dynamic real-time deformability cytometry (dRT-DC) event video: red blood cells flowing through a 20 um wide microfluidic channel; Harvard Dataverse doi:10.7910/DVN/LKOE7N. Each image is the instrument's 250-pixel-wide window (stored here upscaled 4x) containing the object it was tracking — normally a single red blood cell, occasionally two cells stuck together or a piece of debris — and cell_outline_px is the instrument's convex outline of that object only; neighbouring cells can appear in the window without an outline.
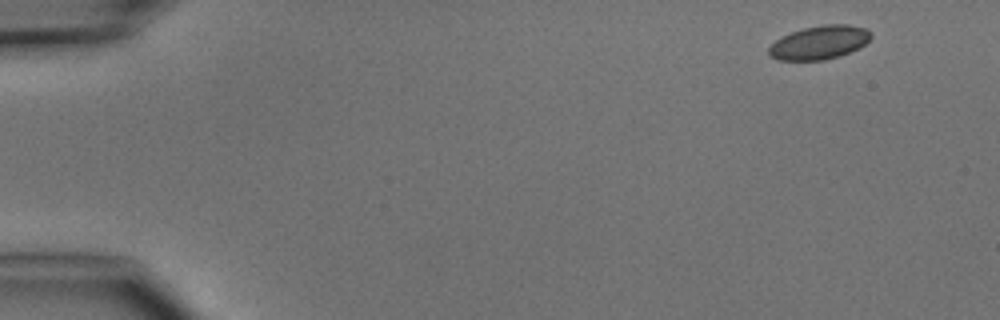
{"species": "common noctule bat (a hibernating species)", "species_latin": "Nyctalus noctula", "temperature_condition": "cold", "stored_images_in_passage": 4, "camera_frame_rate_fps": 3000, "um_per_image_px": 0.085, "animal": {"sex": "male", "body_mass_g": 15.6}, "frame": {"image": 1, "passage_image": 1, "time_ms": 0.0, "image_size_px": [1000, 320], "cell_outline_px": [[872, 36], [860, 48], [840, 56], [824, 60], [780, 60], [768, 56], [768, 48], [776, 40], [792, 32], [804, 28], [824, 24], [848, 24], [864, 28], [872, 32]], "centroid_in_image_um": [69.66, 3.62], "position_along_channel_um": 15.3, "area_um2": 20.0}}
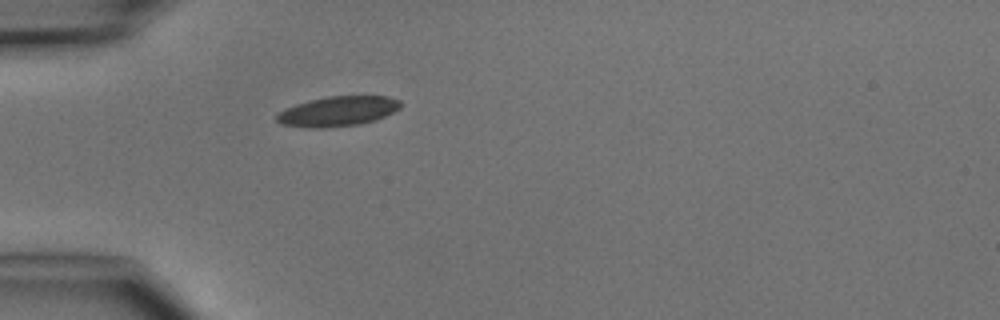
{"frame": {"image": 2, "passage_image": 4, "time_ms": 3.667, "image_size_px": [1000, 320], "cell_outline_px": [[400, 108], [376, 120], [360, 124], [324, 128], [312, 128], [280, 124], [276, 120], [276, 116], [284, 108], [308, 100], [328, 96], [388, 96], [400, 100]], "centroid_in_image_um": [28.7, 9.46], "position_along_channel_um": 56.3, "area_um2": 21.62}}